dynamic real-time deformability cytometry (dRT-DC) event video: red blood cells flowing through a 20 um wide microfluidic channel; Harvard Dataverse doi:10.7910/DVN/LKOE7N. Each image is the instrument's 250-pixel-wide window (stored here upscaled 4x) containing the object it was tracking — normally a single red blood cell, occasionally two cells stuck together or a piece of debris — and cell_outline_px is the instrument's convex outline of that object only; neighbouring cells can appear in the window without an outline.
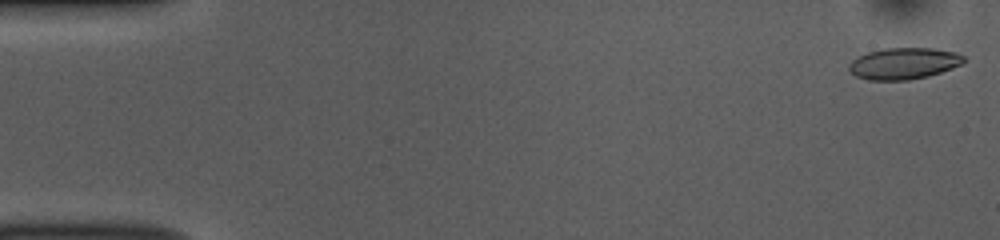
{"species": "common noctule bat (a hibernating species)", "species_latin": "Nyctalus noctula", "temperature_condition": "room temperature", "stored_images_in_passage": 51, "camera_frame_rate_fps": 3000, "um_per_image_px": 0.085, "animal": {"sex": "female", "body_mass_g": 10.0, "forearm_length_mm": 53.1}, "frame": {"image": 1, "passage_image": 1, "time_ms": 0.0, "image_size_px": [1000, 240], "cell_outline_px": [[964, 60], [960, 64], [952, 68], [928, 76], [908, 80], [868, 80], [856, 76], [848, 68], [848, 64], [856, 56], [868, 52], [884, 48], [932, 48], [956, 52], [964, 56]], "centroid_in_image_um": [76.78, 5.39], "position_along_channel_um": 8.2, "area_um2": 21.04}}
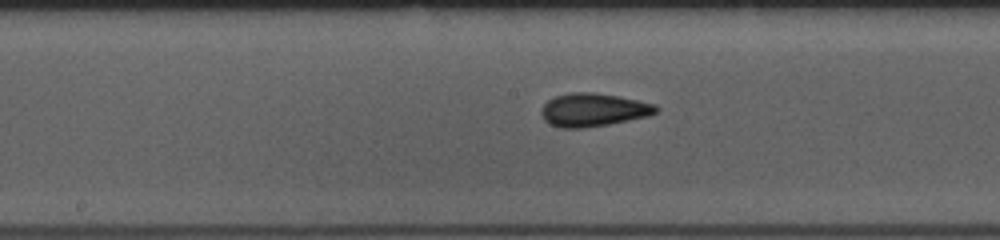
{"frame": {"image": 2, "passage_image": 26, "time_ms": 8.333, "image_size_px": [1000, 240], "cell_outline_px": [[660, 108], [656, 112], [648, 116], [608, 124], [584, 128], [560, 128], [544, 120], [540, 112], [544, 104], [548, 100], [556, 96], [568, 92], [596, 92], [620, 96], [656, 104]], "centroid_in_image_um": [50.44, 9.32], "position_along_channel_um": 197.8, "area_um2": 22.31}}
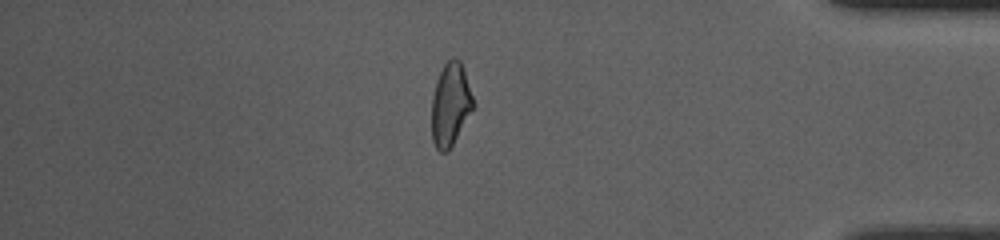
{"frame": {"image": 3, "passage_image": 44, "time_ms": 14.333, "image_size_px": [1000, 240], "cell_outline_px": [[472, 108], [452, 144], [444, 152], [440, 152], [436, 148], [432, 140], [432, 96], [436, 80], [444, 64], [452, 56], [456, 56], [460, 60], [464, 68], [472, 96]], "centroid_in_image_um": [38.25, 8.81], "position_along_channel_um": 396.9, "area_um2": 19.59}, "authors_computed_cell_mechanics": {"area_um2": 21.097, "velocity_mm_per_s": 3.8619, "shape_relaxation_time_tau1_ms": 4.5185, "shape_relaxation_time_tau2_ms": 1.8885, "deformation_change_tau1": 0.1247, "deformation_change_tau2": 0.0753}}